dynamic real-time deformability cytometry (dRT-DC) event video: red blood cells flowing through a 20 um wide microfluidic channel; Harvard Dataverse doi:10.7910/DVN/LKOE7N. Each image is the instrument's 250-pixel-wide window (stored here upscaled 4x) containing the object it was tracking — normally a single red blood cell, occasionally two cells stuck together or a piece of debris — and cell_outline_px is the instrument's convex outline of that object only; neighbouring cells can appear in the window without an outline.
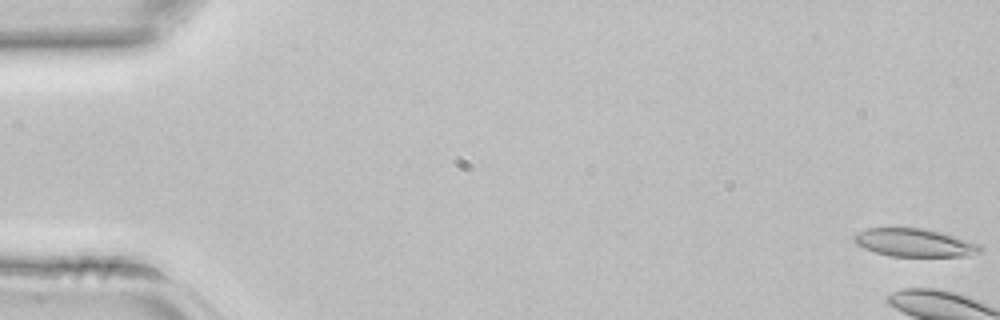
{"species": "common noctule bat (a hibernating species)", "species_latin": "Nyctalus noctula", "temperature_condition": "room temperature", "stored_images_in_passage": 5, "camera_frame_rate_fps": 3000, "um_per_image_px": 0.085, "animal": {"sex": "female", "body_mass_g": 22.7, "forearm_length_mm": 54.2}, "frame": {"image": 1, "passage_image": 1, "time_ms": 0.0, "image_size_px": [1000, 320], "cell_outline_px": [[984, 252], [968, 256], [888, 256], [864, 248], [856, 244], [852, 240], [852, 236], [868, 228], [924, 228], [944, 232], [980, 244], [984, 248]], "centroid_in_image_um": [77.8, 20.63], "position_along_channel_um": 7.2, "area_um2": 20.92}}